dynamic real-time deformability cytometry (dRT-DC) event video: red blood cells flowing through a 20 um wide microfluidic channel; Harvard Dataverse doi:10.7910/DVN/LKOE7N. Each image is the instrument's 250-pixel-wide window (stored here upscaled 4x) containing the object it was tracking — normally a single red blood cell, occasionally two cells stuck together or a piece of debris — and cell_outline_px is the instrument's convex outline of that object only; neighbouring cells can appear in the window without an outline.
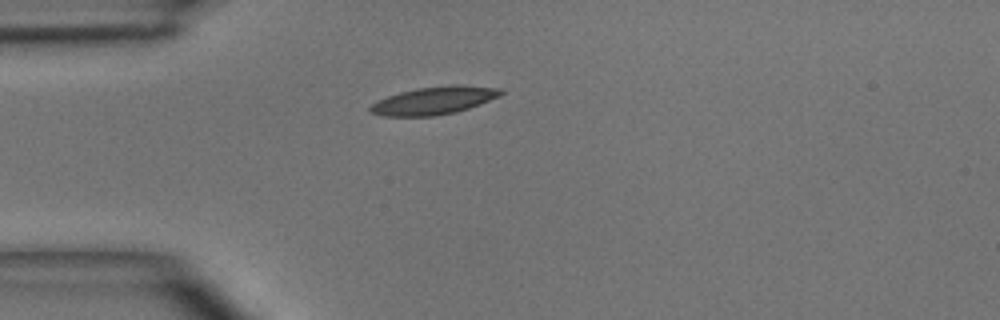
{"species": "common noctule bat (a hibernating species)", "species_latin": "Nyctalus noctula", "temperature_condition": "room temperature", "stored_images_in_passage": 2, "camera_frame_rate_fps": 3000, "um_per_image_px": 0.085, "animal": {"sex": "male", "body_mass_g": 15.6}, "frame": {"image": 1, "passage_image": 1, "time_ms": 0.0, "image_size_px": [1000, 320], "cell_outline_px": [[504, 92], [500, 96], [480, 104], [456, 112], [436, 116], [384, 116], [368, 112], [368, 108], [376, 100], [400, 92], [416, 88], [452, 84], [456, 84], [504, 88]], "centroid_in_image_um": [36.9, 8.53], "position_along_channel_um": 48.1, "area_um2": 21.44}}